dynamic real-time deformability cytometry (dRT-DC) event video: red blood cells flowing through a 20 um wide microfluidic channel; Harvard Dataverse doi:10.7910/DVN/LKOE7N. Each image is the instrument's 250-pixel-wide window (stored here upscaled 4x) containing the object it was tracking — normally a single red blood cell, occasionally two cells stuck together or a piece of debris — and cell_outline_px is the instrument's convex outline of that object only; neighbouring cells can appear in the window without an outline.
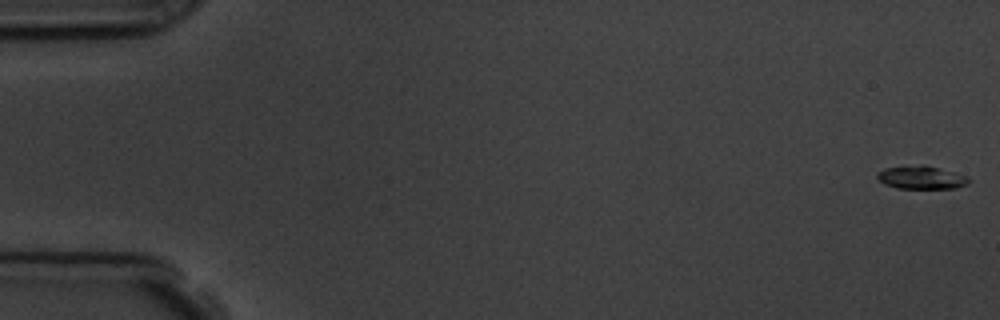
{"species": "common noctule bat (a hibernating species)", "species_latin": "Nyctalus noctula", "temperature_condition": "room temperature", "stored_images_in_passage": 8, "camera_frame_rate_fps": 3000, "um_per_image_px": 0.085, "animal": {"sex": "male", "body_mass_g": 19.5, "forearm_length_mm": 54.6}, "frame": {"image": 1, "passage_image": 1, "time_ms": 0.0, "image_size_px": [1000, 320], "cell_outline_px": [[972, 180], [968, 184], [956, 188], [896, 188], [884, 184], [876, 176], [884, 168], [920, 164], [924, 164], [968, 176]], "centroid_in_image_um": [78.35, 15.08], "position_along_channel_um": 6.6, "area_um2": 12.37}}
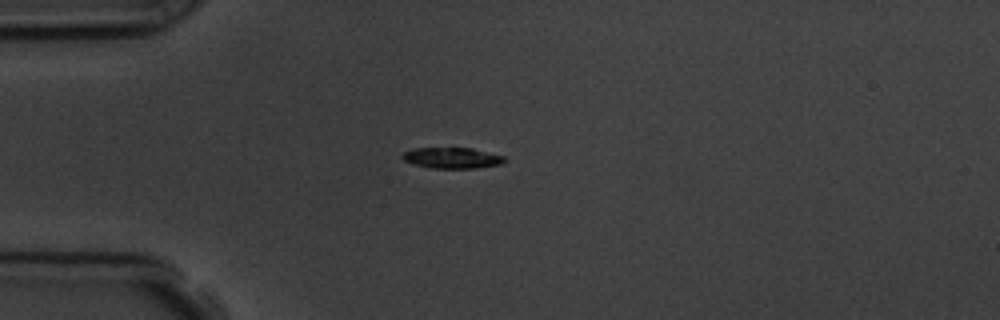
{"frame": {"image": 2, "passage_image": 5, "time_ms": 4.667, "image_size_px": [1000, 320], "cell_outline_px": [[508, 160], [504, 164], [476, 168], [432, 168], [412, 164], [404, 160], [400, 156], [404, 152], [412, 148], [472, 148], [504, 156]], "centroid_in_image_um": [38.45, 13.43], "position_along_channel_um": 46.6, "area_um2": 12.6}}
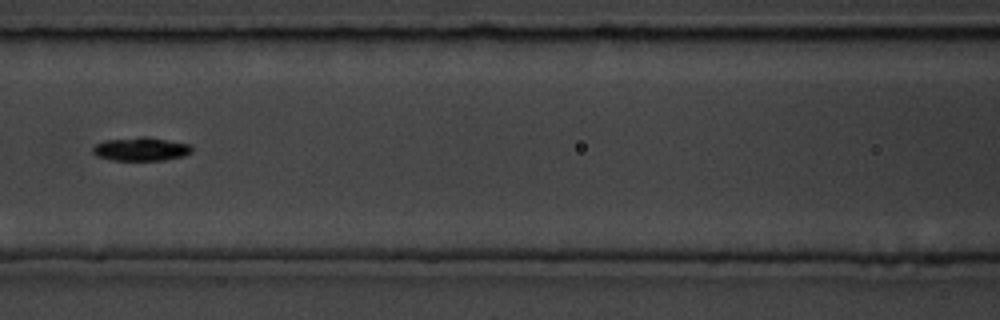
{"frame": {"image": 3, "passage_image": 8, "time_ms": 8.0, "image_size_px": [1000, 320], "cell_outline_px": [[192, 152], [184, 156], [164, 160], [112, 160], [96, 156], [92, 152], [92, 148], [96, 144], [104, 140], [140, 136], [144, 136], [192, 144]], "centroid_in_image_um": [11.99, 12.66], "position_along_channel_um": 154.6, "area_um2": 13.76}}